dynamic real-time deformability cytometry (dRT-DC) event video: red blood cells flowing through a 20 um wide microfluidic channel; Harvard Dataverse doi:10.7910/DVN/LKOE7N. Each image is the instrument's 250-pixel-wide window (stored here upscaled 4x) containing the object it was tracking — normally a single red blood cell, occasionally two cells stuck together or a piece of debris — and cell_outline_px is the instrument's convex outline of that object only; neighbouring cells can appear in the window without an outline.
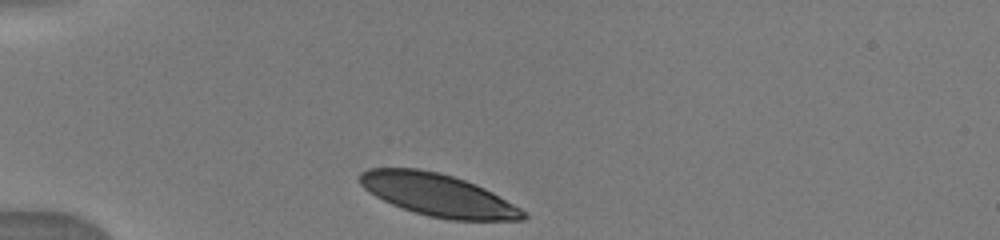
{"species": "human", "species_latin": "Homo sapiens", "temperature_condition": "warm", "stored_images_in_passage": 8, "camera_frame_rate_fps": 3000, "um_per_image_px": 0.085, "donor": {"sex": "male"}, "frame": {"image": 1, "passage_image": 1, "time_ms": 0.0, "image_size_px": [1000, 240], "cell_outline_px": [[528, 216], [524, 220], [452, 220], [428, 216], [392, 204], [368, 192], [360, 184], [360, 172], [368, 168], [416, 168], [440, 172], [476, 184], [492, 192], [528, 212]], "centroid_in_image_um": [37.25, 16.57], "position_along_channel_um": 47.8, "area_um2": 40.23}}
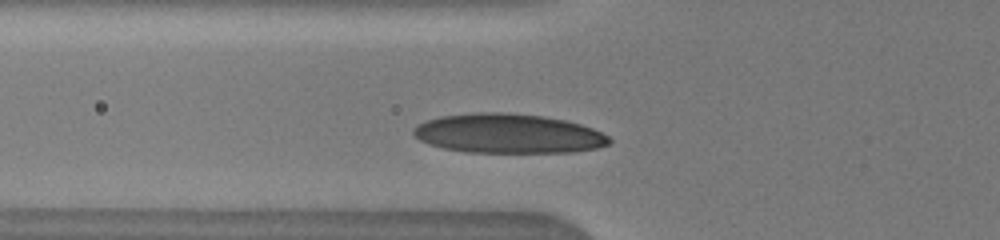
{"frame": {"image": 2, "passage_image": 5, "time_ms": 1.667, "image_size_px": [1000, 240], "cell_outline_px": [[612, 140], [608, 144], [596, 148], [572, 152], [464, 152], [444, 148], [428, 144], [420, 140], [412, 132], [412, 128], [428, 120], [440, 116], [480, 112], [508, 112], [544, 116], [564, 120], [580, 124], [592, 128], [608, 136]], "centroid_in_image_um": [43.19, 11.35], "position_along_channel_um": 82.6, "area_um2": 44.85}}
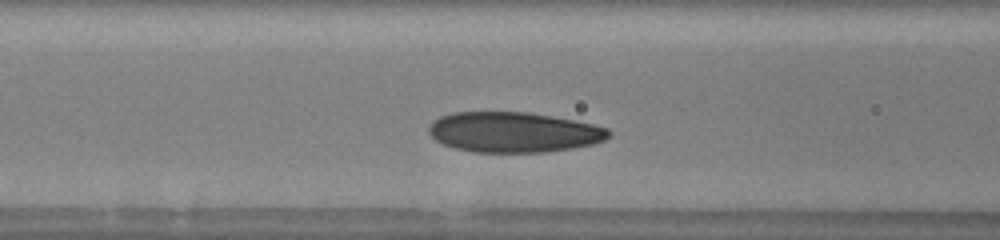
{"frame": {"image": 3, "passage_image": 7, "time_ms": 2.667, "image_size_px": [1000, 240], "cell_outline_px": [[612, 132], [604, 140], [592, 144], [572, 148], [544, 152], [476, 152], [456, 148], [444, 144], [436, 140], [428, 132], [428, 128], [432, 120], [440, 116], [452, 112], [528, 112], [552, 116], [592, 124], [608, 128]], "centroid_in_image_um": [43.64, 11.23], "position_along_channel_um": 123.0, "area_um2": 42.14}}